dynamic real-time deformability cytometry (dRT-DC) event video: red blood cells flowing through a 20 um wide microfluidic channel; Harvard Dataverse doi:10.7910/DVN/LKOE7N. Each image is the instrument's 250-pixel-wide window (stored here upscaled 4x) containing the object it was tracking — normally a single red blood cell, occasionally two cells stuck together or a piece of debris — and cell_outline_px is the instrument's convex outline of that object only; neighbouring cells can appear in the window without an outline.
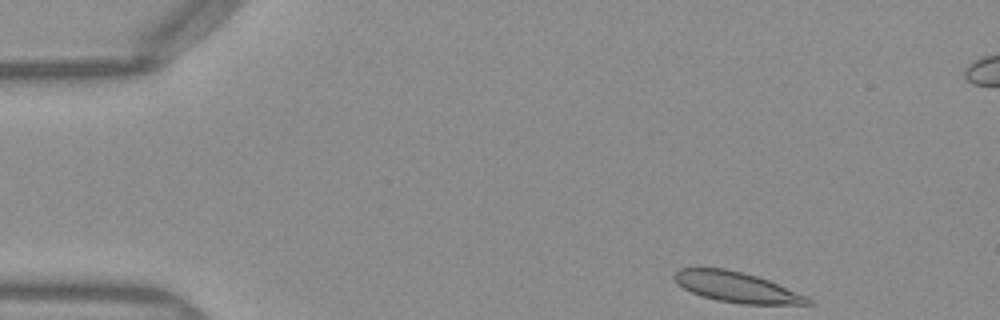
{"species": "Egyptian fruit bat (a non-hibernating species)", "species_latin": "Rousettus aegyptiacus", "temperature_condition": "warm", "stored_images_in_passage": 39, "camera_frame_rate_fps": 3000, "um_per_image_px": 0.085, "frame": {"image": 1, "passage_image": 1, "time_ms": 0.0, "image_size_px": [1000, 320], "cell_outline_px": [[816, 304], [740, 304], [716, 300], [700, 296], [684, 288], [672, 276], [680, 268], [724, 268], [756, 276], [768, 280], [808, 296]], "centroid_in_image_um": [62.65, 24.42], "position_along_channel_um": 22.4, "area_um2": 23.47}}
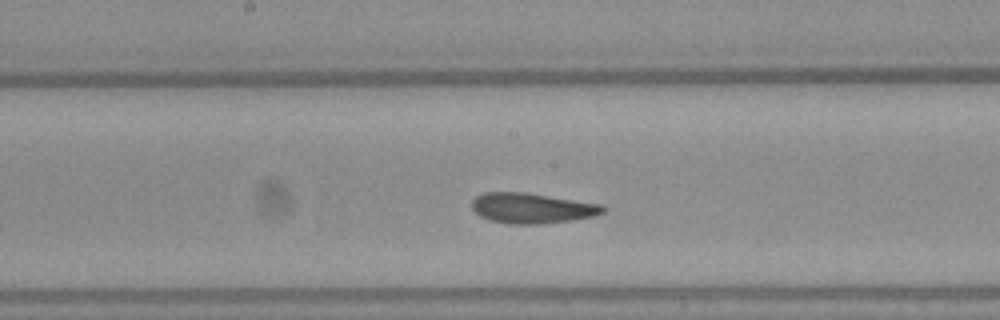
{"frame": {"image": 2, "passage_image": 21, "time_ms": 6.667, "image_size_px": [1000, 320], "cell_outline_px": [[608, 208], [604, 212], [596, 216], [572, 220], [540, 224], [512, 224], [492, 220], [480, 216], [472, 208], [472, 200], [476, 196], [484, 192], [524, 192], [604, 204]], "centroid_in_image_um": [45.28, 17.68], "position_along_channel_um": 202.9, "area_um2": 23.29}}
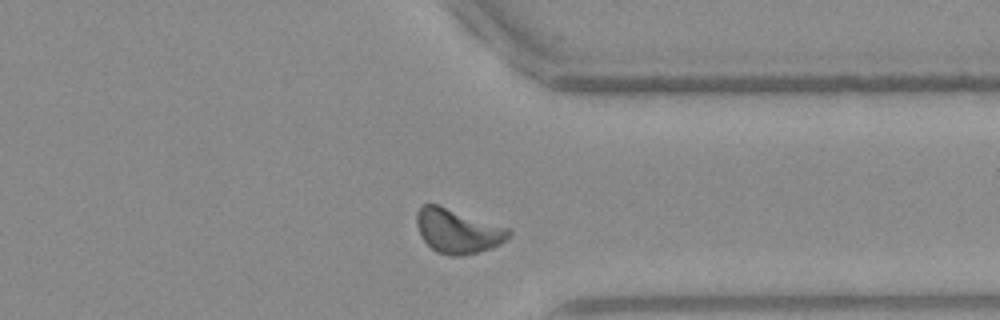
{"frame": {"image": 3, "passage_image": 34, "time_ms": 11.0, "image_size_px": [1000, 320], "cell_outline_px": [[512, 232], [500, 244], [492, 248], [464, 256], [448, 256], [436, 252], [420, 236], [416, 224], [416, 216], [420, 208], [424, 204], [436, 204], [508, 228]], "centroid_in_image_um": [38.88, 19.66], "position_along_channel_um": 372.5, "area_um2": 23.52}, "authors_computed_cell_mechanics": {"area_um2": 23.1778, "velocity_mm_per_s": 3.9703, "shape_relaxation_time_tau1_ms": 9.3183, "shape_relaxation_time_tau2_ms": 1.8768, "deformation_change_tau1": 0.2208, "deformation_change_tau2": 0.052}}